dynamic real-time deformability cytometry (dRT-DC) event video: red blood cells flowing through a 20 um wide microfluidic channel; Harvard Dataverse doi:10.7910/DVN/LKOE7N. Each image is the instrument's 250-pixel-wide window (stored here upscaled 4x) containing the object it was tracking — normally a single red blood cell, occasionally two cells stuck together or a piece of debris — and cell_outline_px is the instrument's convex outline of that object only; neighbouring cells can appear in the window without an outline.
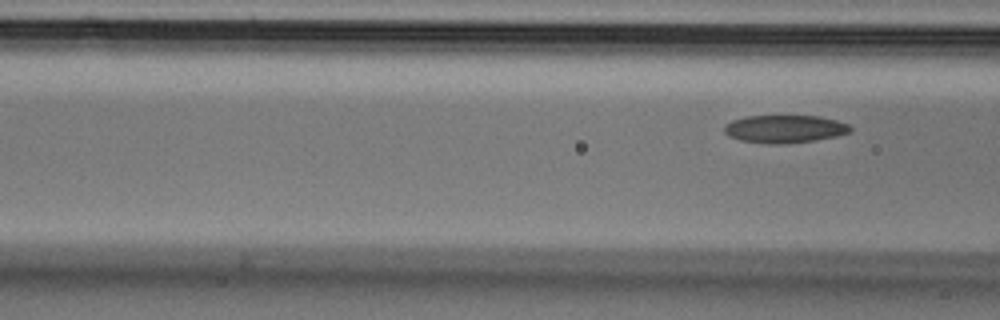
{"species": "Egyptian fruit bat (a non-hibernating species)", "species_latin": "Rousettus aegyptiacus", "temperature_condition": "cold", "stored_images_in_passage": 6, "camera_frame_rate_fps": 3000, "um_per_image_px": 0.085, "animal": {"sex": "male"}, "frame": {"image": 1, "passage_image": 6, "time_ms": 1.667, "image_size_px": [1000, 320], "cell_outline_px": [[852, 132], [836, 136], [816, 140], [784, 144], [768, 144], [740, 140], [728, 136], [724, 132], [724, 124], [732, 120], [744, 116], [820, 116], [836, 120], [848, 124], [852, 128]], "centroid_in_image_um": [66.69, 10.96], "position_along_channel_um": 99.9, "area_um2": 20.63}}